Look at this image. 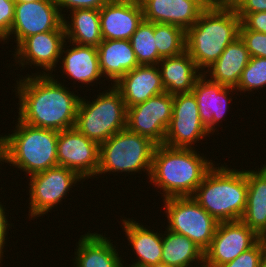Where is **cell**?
Here are the masks:
<instances>
[{"instance_id": "1", "label": "cell", "mask_w": 266, "mask_h": 267, "mask_svg": "<svg viewBox=\"0 0 266 267\" xmlns=\"http://www.w3.org/2000/svg\"><path fill=\"white\" fill-rule=\"evenodd\" d=\"M27 76V77H26ZM16 80L18 119L30 126L62 131L76 123L80 98L53 75H29ZM78 95V96H77Z\"/></svg>"}, {"instance_id": "2", "label": "cell", "mask_w": 266, "mask_h": 267, "mask_svg": "<svg viewBox=\"0 0 266 267\" xmlns=\"http://www.w3.org/2000/svg\"><path fill=\"white\" fill-rule=\"evenodd\" d=\"M207 159L194 148L156 145L149 182L160 189L158 192L162 190L163 199L192 196L214 165L212 160Z\"/></svg>"}, {"instance_id": "3", "label": "cell", "mask_w": 266, "mask_h": 267, "mask_svg": "<svg viewBox=\"0 0 266 267\" xmlns=\"http://www.w3.org/2000/svg\"><path fill=\"white\" fill-rule=\"evenodd\" d=\"M216 165L208 170L192 197L218 222L239 221L247 204V170Z\"/></svg>"}, {"instance_id": "4", "label": "cell", "mask_w": 266, "mask_h": 267, "mask_svg": "<svg viewBox=\"0 0 266 267\" xmlns=\"http://www.w3.org/2000/svg\"><path fill=\"white\" fill-rule=\"evenodd\" d=\"M241 19L235 10L206 7L186 31V51L203 73L239 37Z\"/></svg>"}, {"instance_id": "5", "label": "cell", "mask_w": 266, "mask_h": 267, "mask_svg": "<svg viewBox=\"0 0 266 267\" xmlns=\"http://www.w3.org/2000/svg\"><path fill=\"white\" fill-rule=\"evenodd\" d=\"M17 120L12 134L0 135L5 163L28 176L58 166V131L33 127Z\"/></svg>"}, {"instance_id": "6", "label": "cell", "mask_w": 266, "mask_h": 267, "mask_svg": "<svg viewBox=\"0 0 266 267\" xmlns=\"http://www.w3.org/2000/svg\"><path fill=\"white\" fill-rule=\"evenodd\" d=\"M93 100L80 98L74 127L100 145L126 128L127 108L121 93L113 84Z\"/></svg>"}, {"instance_id": "7", "label": "cell", "mask_w": 266, "mask_h": 267, "mask_svg": "<svg viewBox=\"0 0 266 267\" xmlns=\"http://www.w3.org/2000/svg\"><path fill=\"white\" fill-rule=\"evenodd\" d=\"M150 138L131 132L127 128L117 132L100 144L99 167L96 176L111 172L126 174L143 171L151 174L156 147Z\"/></svg>"}, {"instance_id": "8", "label": "cell", "mask_w": 266, "mask_h": 267, "mask_svg": "<svg viewBox=\"0 0 266 267\" xmlns=\"http://www.w3.org/2000/svg\"><path fill=\"white\" fill-rule=\"evenodd\" d=\"M162 200L168 219L165 229L186 236L205 252L212 242L219 222L192 196Z\"/></svg>"}, {"instance_id": "9", "label": "cell", "mask_w": 266, "mask_h": 267, "mask_svg": "<svg viewBox=\"0 0 266 267\" xmlns=\"http://www.w3.org/2000/svg\"><path fill=\"white\" fill-rule=\"evenodd\" d=\"M29 219L44 216L57 204L66 199L77 182H84L75 171L63 166H55L46 171L29 176Z\"/></svg>"}, {"instance_id": "10", "label": "cell", "mask_w": 266, "mask_h": 267, "mask_svg": "<svg viewBox=\"0 0 266 267\" xmlns=\"http://www.w3.org/2000/svg\"><path fill=\"white\" fill-rule=\"evenodd\" d=\"M211 134L202 124L199 108L192 92L173 95L172 118L164 144L175 148L195 149L193 145Z\"/></svg>"}, {"instance_id": "11", "label": "cell", "mask_w": 266, "mask_h": 267, "mask_svg": "<svg viewBox=\"0 0 266 267\" xmlns=\"http://www.w3.org/2000/svg\"><path fill=\"white\" fill-rule=\"evenodd\" d=\"M173 95L163 92L147 101L127 108L126 128L150 138L157 145L164 144L172 118Z\"/></svg>"}, {"instance_id": "12", "label": "cell", "mask_w": 266, "mask_h": 267, "mask_svg": "<svg viewBox=\"0 0 266 267\" xmlns=\"http://www.w3.org/2000/svg\"><path fill=\"white\" fill-rule=\"evenodd\" d=\"M65 42L66 35L63 24L57 30L29 36L15 49L13 54L15 65L18 66L19 64L22 69L28 65L31 68L33 65V69L34 66L43 69V73L40 71L31 73L32 75H52L59 60H61V51Z\"/></svg>"}, {"instance_id": "13", "label": "cell", "mask_w": 266, "mask_h": 267, "mask_svg": "<svg viewBox=\"0 0 266 267\" xmlns=\"http://www.w3.org/2000/svg\"><path fill=\"white\" fill-rule=\"evenodd\" d=\"M99 154L100 145L75 127L58 132V165L75 171L84 181L96 177Z\"/></svg>"}, {"instance_id": "14", "label": "cell", "mask_w": 266, "mask_h": 267, "mask_svg": "<svg viewBox=\"0 0 266 267\" xmlns=\"http://www.w3.org/2000/svg\"><path fill=\"white\" fill-rule=\"evenodd\" d=\"M63 24V16L55 0H39L33 2H16L13 24L3 43L10 40L16 42V47L27 37L57 30ZM16 36V37H15Z\"/></svg>"}, {"instance_id": "15", "label": "cell", "mask_w": 266, "mask_h": 267, "mask_svg": "<svg viewBox=\"0 0 266 267\" xmlns=\"http://www.w3.org/2000/svg\"><path fill=\"white\" fill-rule=\"evenodd\" d=\"M260 239L241 220L219 222L212 242L204 252V262L212 267L229 263L253 247Z\"/></svg>"}, {"instance_id": "16", "label": "cell", "mask_w": 266, "mask_h": 267, "mask_svg": "<svg viewBox=\"0 0 266 267\" xmlns=\"http://www.w3.org/2000/svg\"><path fill=\"white\" fill-rule=\"evenodd\" d=\"M143 19L139 0H109L100 9L103 40H130Z\"/></svg>"}, {"instance_id": "17", "label": "cell", "mask_w": 266, "mask_h": 267, "mask_svg": "<svg viewBox=\"0 0 266 267\" xmlns=\"http://www.w3.org/2000/svg\"><path fill=\"white\" fill-rule=\"evenodd\" d=\"M234 91L237 92L233 87L213 82L203 73L197 78L191 92L197 101L200 120L210 134L218 130V124L222 123L221 120L225 118ZM229 92H232V96Z\"/></svg>"}, {"instance_id": "18", "label": "cell", "mask_w": 266, "mask_h": 267, "mask_svg": "<svg viewBox=\"0 0 266 267\" xmlns=\"http://www.w3.org/2000/svg\"><path fill=\"white\" fill-rule=\"evenodd\" d=\"M144 19L153 23H166L187 31L206 8L203 0H139Z\"/></svg>"}, {"instance_id": "19", "label": "cell", "mask_w": 266, "mask_h": 267, "mask_svg": "<svg viewBox=\"0 0 266 267\" xmlns=\"http://www.w3.org/2000/svg\"><path fill=\"white\" fill-rule=\"evenodd\" d=\"M114 86L121 93L126 108L165 92L157 65H138L122 76Z\"/></svg>"}, {"instance_id": "20", "label": "cell", "mask_w": 266, "mask_h": 267, "mask_svg": "<svg viewBox=\"0 0 266 267\" xmlns=\"http://www.w3.org/2000/svg\"><path fill=\"white\" fill-rule=\"evenodd\" d=\"M109 238V239H108ZM73 267H124L117 247L103 233H85L76 243ZM123 260V261H122Z\"/></svg>"}, {"instance_id": "21", "label": "cell", "mask_w": 266, "mask_h": 267, "mask_svg": "<svg viewBox=\"0 0 266 267\" xmlns=\"http://www.w3.org/2000/svg\"><path fill=\"white\" fill-rule=\"evenodd\" d=\"M121 221L128 245H131L136 254L135 262L133 261L132 265L129 264L125 267H156L161 265L162 233L154 232V229L146 228L132 218L124 217Z\"/></svg>"}, {"instance_id": "22", "label": "cell", "mask_w": 266, "mask_h": 267, "mask_svg": "<svg viewBox=\"0 0 266 267\" xmlns=\"http://www.w3.org/2000/svg\"><path fill=\"white\" fill-rule=\"evenodd\" d=\"M67 43L68 41L64 43L61 51V57L63 56L60 58L62 59L60 61V63L62 62V76L66 74L67 77L69 76L76 83L78 81L82 85L87 84L91 86L98 82L101 77L103 78L99 68L97 47L70 42L72 45L68 49L66 48ZM64 49L67 50L65 51Z\"/></svg>"}, {"instance_id": "23", "label": "cell", "mask_w": 266, "mask_h": 267, "mask_svg": "<svg viewBox=\"0 0 266 267\" xmlns=\"http://www.w3.org/2000/svg\"><path fill=\"white\" fill-rule=\"evenodd\" d=\"M249 60V51L239 36L225 48L220 57L203 74L213 82L236 88Z\"/></svg>"}, {"instance_id": "24", "label": "cell", "mask_w": 266, "mask_h": 267, "mask_svg": "<svg viewBox=\"0 0 266 267\" xmlns=\"http://www.w3.org/2000/svg\"><path fill=\"white\" fill-rule=\"evenodd\" d=\"M97 50L103 81L110 79L111 85L139 65L130 40H102Z\"/></svg>"}, {"instance_id": "25", "label": "cell", "mask_w": 266, "mask_h": 267, "mask_svg": "<svg viewBox=\"0 0 266 267\" xmlns=\"http://www.w3.org/2000/svg\"><path fill=\"white\" fill-rule=\"evenodd\" d=\"M165 92L189 93L202 74L187 51L174 57L162 58L157 64Z\"/></svg>"}, {"instance_id": "26", "label": "cell", "mask_w": 266, "mask_h": 267, "mask_svg": "<svg viewBox=\"0 0 266 267\" xmlns=\"http://www.w3.org/2000/svg\"><path fill=\"white\" fill-rule=\"evenodd\" d=\"M247 204L241 221L260 238L266 234V163L247 170Z\"/></svg>"}, {"instance_id": "27", "label": "cell", "mask_w": 266, "mask_h": 267, "mask_svg": "<svg viewBox=\"0 0 266 267\" xmlns=\"http://www.w3.org/2000/svg\"><path fill=\"white\" fill-rule=\"evenodd\" d=\"M69 13L71 21H69V16L63 17L66 40L79 45L98 47L103 40L100 10L83 8L75 9Z\"/></svg>"}, {"instance_id": "28", "label": "cell", "mask_w": 266, "mask_h": 267, "mask_svg": "<svg viewBox=\"0 0 266 267\" xmlns=\"http://www.w3.org/2000/svg\"><path fill=\"white\" fill-rule=\"evenodd\" d=\"M162 233L161 264L173 267H196L204 263V251L192 240L168 229ZM195 262L197 265H195ZM194 266H193V265Z\"/></svg>"}, {"instance_id": "29", "label": "cell", "mask_w": 266, "mask_h": 267, "mask_svg": "<svg viewBox=\"0 0 266 267\" xmlns=\"http://www.w3.org/2000/svg\"><path fill=\"white\" fill-rule=\"evenodd\" d=\"M130 43L139 65H157L162 59L156 47L153 22L143 19L132 34Z\"/></svg>"}, {"instance_id": "30", "label": "cell", "mask_w": 266, "mask_h": 267, "mask_svg": "<svg viewBox=\"0 0 266 267\" xmlns=\"http://www.w3.org/2000/svg\"><path fill=\"white\" fill-rule=\"evenodd\" d=\"M154 37L158 54L162 57H174L186 51V31L181 27L154 23Z\"/></svg>"}, {"instance_id": "31", "label": "cell", "mask_w": 266, "mask_h": 267, "mask_svg": "<svg viewBox=\"0 0 266 267\" xmlns=\"http://www.w3.org/2000/svg\"><path fill=\"white\" fill-rule=\"evenodd\" d=\"M266 86V58L250 57L249 63L242 71L237 92H253Z\"/></svg>"}, {"instance_id": "32", "label": "cell", "mask_w": 266, "mask_h": 267, "mask_svg": "<svg viewBox=\"0 0 266 267\" xmlns=\"http://www.w3.org/2000/svg\"><path fill=\"white\" fill-rule=\"evenodd\" d=\"M265 259V246L260 239L249 250L241 253L234 260L218 267H260Z\"/></svg>"}, {"instance_id": "33", "label": "cell", "mask_w": 266, "mask_h": 267, "mask_svg": "<svg viewBox=\"0 0 266 267\" xmlns=\"http://www.w3.org/2000/svg\"><path fill=\"white\" fill-rule=\"evenodd\" d=\"M239 36L244 41L250 57L266 58V33L247 30L241 24Z\"/></svg>"}, {"instance_id": "34", "label": "cell", "mask_w": 266, "mask_h": 267, "mask_svg": "<svg viewBox=\"0 0 266 267\" xmlns=\"http://www.w3.org/2000/svg\"><path fill=\"white\" fill-rule=\"evenodd\" d=\"M15 0H0V42L9 37L15 12Z\"/></svg>"}, {"instance_id": "35", "label": "cell", "mask_w": 266, "mask_h": 267, "mask_svg": "<svg viewBox=\"0 0 266 267\" xmlns=\"http://www.w3.org/2000/svg\"><path fill=\"white\" fill-rule=\"evenodd\" d=\"M109 0H55L61 15L64 17L65 10L73 11L75 9H98L100 10ZM65 8V10H64Z\"/></svg>"}, {"instance_id": "36", "label": "cell", "mask_w": 266, "mask_h": 267, "mask_svg": "<svg viewBox=\"0 0 266 267\" xmlns=\"http://www.w3.org/2000/svg\"><path fill=\"white\" fill-rule=\"evenodd\" d=\"M237 15L247 30L266 33V12L237 13Z\"/></svg>"}, {"instance_id": "37", "label": "cell", "mask_w": 266, "mask_h": 267, "mask_svg": "<svg viewBox=\"0 0 266 267\" xmlns=\"http://www.w3.org/2000/svg\"><path fill=\"white\" fill-rule=\"evenodd\" d=\"M4 205L1 204L0 202V263L3 260V256H4V252H6L4 250V247L6 246V240H7V233L9 231V227L12 226V224H10L8 222V216L6 215L5 210L7 208L3 207ZM7 216V217H6ZM9 226V227H8ZM8 229V230H7ZM4 250V251H3Z\"/></svg>"}, {"instance_id": "38", "label": "cell", "mask_w": 266, "mask_h": 267, "mask_svg": "<svg viewBox=\"0 0 266 267\" xmlns=\"http://www.w3.org/2000/svg\"><path fill=\"white\" fill-rule=\"evenodd\" d=\"M266 12V0H243L236 13Z\"/></svg>"}, {"instance_id": "39", "label": "cell", "mask_w": 266, "mask_h": 267, "mask_svg": "<svg viewBox=\"0 0 266 267\" xmlns=\"http://www.w3.org/2000/svg\"><path fill=\"white\" fill-rule=\"evenodd\" d=\"M243 0H206V7L211 9L237 10Z\"/></svg>"}, {"instance_id": "40", "label": "cell", "mask_w": 266, "mask_h": 267, "mask_svg": "<svg viewBox=\"0 0 266 267\" xmlns=\"http://www.w3.org/2000/svg\"><path fill=\"white\" fill-rule=\"evenodd\" d=\"M4 162H5V156H4L3 148L0 144V164L2 165V164H4ZM0 169H1V167H0Z\"/></svg>"}, {"instance_id": "41", "label": "cell", "mask_w": 266, "mask_h": 267, "mask_svg": "<svg viewBox=\"0 0 266 267\" xmlns=\"http://www.w3.org/2000/svg\"><path fill=\"white\" fill-rule=\"evenodd\" d=\"M261 240L263 241L265 246V258H266V234L261 237Z\"/></svg>"}, {"instance_id": "42", "label": "cell", "mask_w": 266, "mask_h": 267, "mask_svg": "<svg viewBox=\"0 0 266 267\" xmlns=\"http://www.w3.org/2000/svg\"><path fill=\"white\" fill-rule=\"evenodd\" d=\"M33 1H39V0H15V2H33Z\"/></svg>"}, {"instance_id": "43", "label": "cell", "mask_w": 266, "mask_h": 267, "mask_svg": "<svg viewBox=\"0 0 266 267\" xmlns=\"http://www.w3.org/2000/svg\"><path fill=\"white\" fill-rule=\"evenodd\" d=\"M260 267H266V258L261 262Z\"/></svg>"}, {"instance_id": "44", "label": "cell", "mask_w": 266, "mask_h": 267, "mask_svg": "<svg viewBox=\"0 0 266 267\" xmlns=\"http://www.w3.org/2000/svg\"><path fill=\"white\" fill-rule=\"evenodd\" d=\"M197 267H199V266H197ZM200 267H212V266H209V265H207V264L204 262V263H202V264L200 265Z\"/></svg>"}, {"instance_id": "45", "label": "cell", "mask_w": 266, "mask_h": 267, "mask_svg": "<svg viewBox=\"0 0 266 267\" xmlns=\"http://www.w3.org/2000/svg\"><path fill=\"white\" fill-rule=\"evenodd\" d=\"M156 267H173V266H166V265H158V266H156Z\"/></svg>"}]
</instances>
